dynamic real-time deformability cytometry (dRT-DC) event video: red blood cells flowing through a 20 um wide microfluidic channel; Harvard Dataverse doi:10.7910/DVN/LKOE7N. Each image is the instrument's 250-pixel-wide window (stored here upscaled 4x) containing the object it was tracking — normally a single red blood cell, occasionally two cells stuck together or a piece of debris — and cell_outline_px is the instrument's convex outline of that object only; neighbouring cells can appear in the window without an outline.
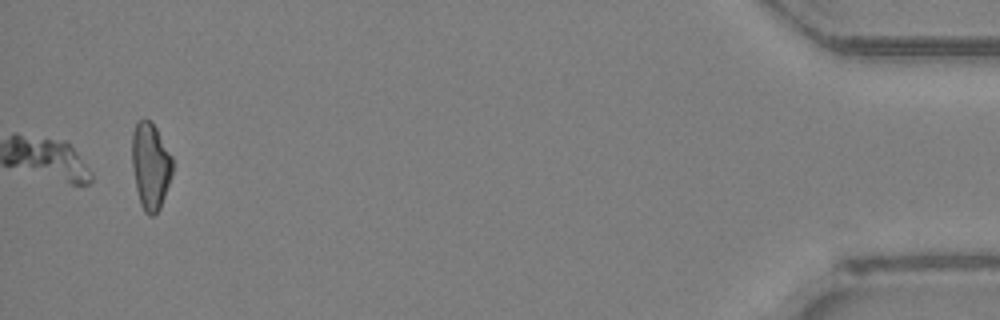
{"species": "Egyptian fruit bat (a non-hibernating species)", "species_latin": "Rousettus aegyptiacus", "temperature_condition": "room temperature", "stored_images_in_passage": 35, "camera_frame_rate_fps": 3000, "um_per_image_px": 0.085, "animal": {"sex": "female"}, "frame": {"image": 1, "passage_image": 35, "time_ms": 11.333, "image_size_px": [1000, 320], "cell_outline_px": [[172, 176], [160, 208], [152, 216], [148, 216], [144, 212], [140, 204], [136, 188], [132, 168], [132, 132], [136, 120], [144, 116], [156, 128], [172, 156]], "centroid_in_image_um": [12.77, 14.08], "position_along_channel_um": 422.4, "area_um2": 20.69}, "authors_computed_cell_mechanics": {"area_um2": 21.2704, "velocity_mm_per_s": 4.336, "shape_relaxation_time_tau1_ms": 8.3617, "shape_relaxation_time_tau2_ms": 5.7108, "deformation_change_tau1": 0.2058, "deformation_change_tau2": 0.117}}